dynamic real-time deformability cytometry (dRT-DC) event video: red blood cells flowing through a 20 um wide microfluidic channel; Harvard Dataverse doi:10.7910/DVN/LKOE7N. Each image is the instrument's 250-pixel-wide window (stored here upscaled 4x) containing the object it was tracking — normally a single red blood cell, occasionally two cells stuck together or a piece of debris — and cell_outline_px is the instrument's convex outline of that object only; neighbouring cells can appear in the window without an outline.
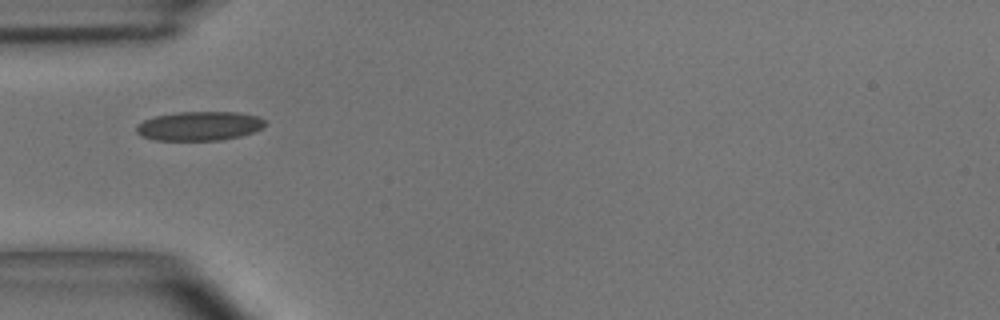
{"species": "common noctule bat (a hibernating species)", "species_latin": "Nyctalus noctula", "temperature_condition": "room temperature", "stored_images_in_passage": 1, "camera_frame_rate_fps": 3000, "um_per_image_px": 0.085, "animal": {"sex": "male", "body_mass_g": 15.6}, "frame": {"image": 1, "passage_image": 1, "time_ms": 0.0, "image_size_px": [1000, 320], "cell_outline_px": [[268, 124], [252, 132], [240, 136], [220, 140], [156, 140], [140, 136], [136, 132], [136, 128], [144, 120], [156, 116], [180, 112], [236, 112], [256, 116], [268, 120]], "centroid_in_image_um": [16.97, 10.71], "position_along_channel_um": 68.0, "area_um2": 21.73}}